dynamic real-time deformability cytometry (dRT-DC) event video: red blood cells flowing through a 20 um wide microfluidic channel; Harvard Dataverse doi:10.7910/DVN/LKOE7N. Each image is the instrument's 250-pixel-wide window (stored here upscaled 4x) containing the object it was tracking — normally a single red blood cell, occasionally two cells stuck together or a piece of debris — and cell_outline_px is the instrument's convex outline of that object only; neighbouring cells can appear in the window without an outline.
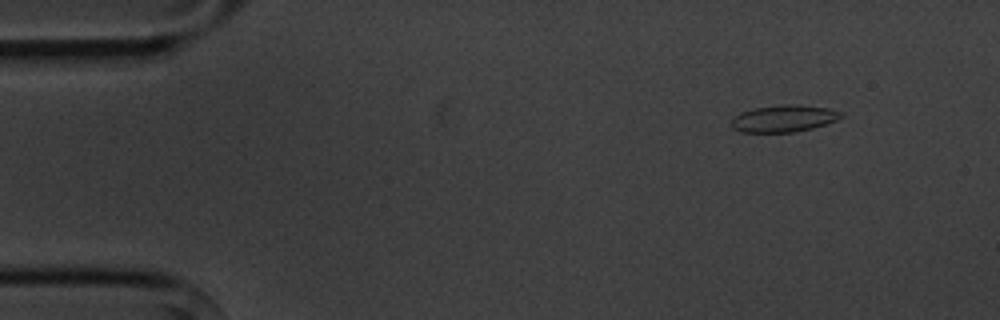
{"species": "common noctule bat (a hibernating species)", "species_latin": "Nyctalus noctula", "temperature_condition": "cold", "stored_images_in_passage": 4, "camera_frame_rate_fps": 3000, "um_per_image_px": 0.085, "animal": {"sex": "male", "body_mass_g": 20.1, "forearm_length_mm": 53.5}, "frame": {"image": 1, "passage_image": 2, "time_ms": 1.0, "image_size_px": [1000, 320], "cell_outline_px": [[844, 116], [836, 120], [812, 128], [796, 132], [740, 132], [732, 128], [732, 120], [740, 112], [756, 108], [784, 104], [792, 104], [828, 108], [844, 112]], "centroid_in_image_um": [66.64, 10.07], "position_along_channel_um": 18.4, "area_um2": 17.11}}